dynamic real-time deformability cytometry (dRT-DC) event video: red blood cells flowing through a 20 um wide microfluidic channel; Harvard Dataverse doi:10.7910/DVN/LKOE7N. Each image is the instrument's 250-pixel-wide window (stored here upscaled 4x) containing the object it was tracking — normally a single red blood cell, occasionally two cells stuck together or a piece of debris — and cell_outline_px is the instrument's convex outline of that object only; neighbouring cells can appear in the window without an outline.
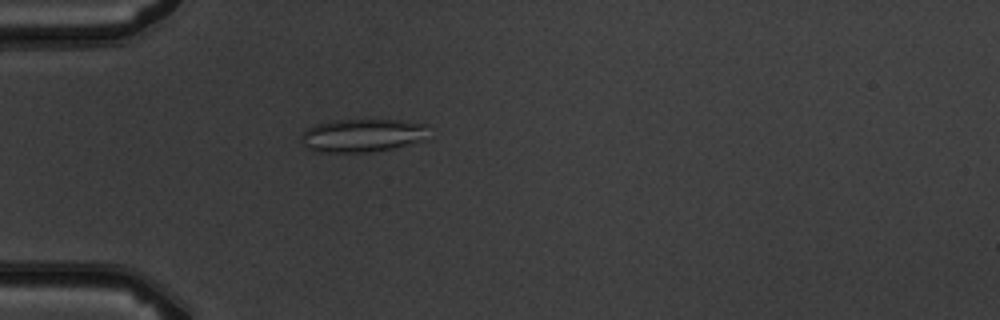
{"species": "common noctule bat (a hibernating species)", "species_latin": "Nyctalus noctula", "temperature_condition": "warm", "stored_images_in_passage": 5, "camera_frame_rate_fps": 3000, "um_per_image_px": 0.085, "animal": {"sex": "male", "body_mass_g": 19.5, "forearm_length_mm": 54.6}, "frame": {"image": 1, "passage_image": 5, "time_ms": 4.667, "image_size_px": [1000, 320], "cell_outline_px": [[428, 140], [392, 148], [368, 152], [312, 152], [304, 148], [300, 140], [300, 136], [308, 128], [316, 124], [336, 120], [400, 120], [428, 124]], "centroid_in_image_um": [30.81, 11.52], "position_along_channel_um": 54.2, "area_um2": 25.09}}